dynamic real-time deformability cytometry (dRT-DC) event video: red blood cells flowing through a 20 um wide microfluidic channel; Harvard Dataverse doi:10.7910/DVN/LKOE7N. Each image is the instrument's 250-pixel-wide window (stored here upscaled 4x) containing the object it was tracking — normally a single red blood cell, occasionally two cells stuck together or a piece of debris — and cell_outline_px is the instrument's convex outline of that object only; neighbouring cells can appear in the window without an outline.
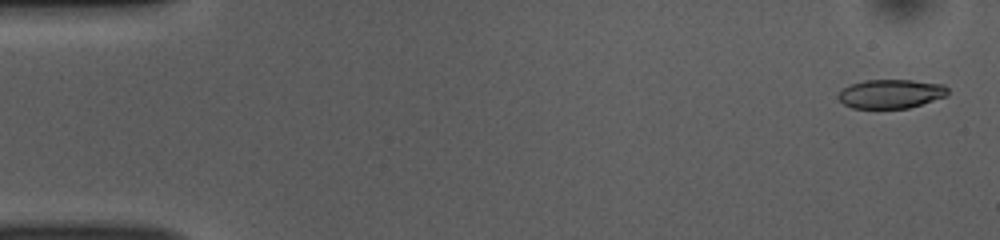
{"species": "common noctule bat (a hibernating species)", "species_latin": "Nyctalus noctula", "temperature_condition": "room temperature", "stored_images_in_passage": 52, "camera_frame_rate_fps": 3000, "um_per_image_px": 0.085, "animal": {"sex": "female", "body_mass_g": 10.0, "forearm_length_mm": 53.1}, "frame": {"image": 1, "passage_image": 2, "time_ms": 0.333, "image_size_px": [1000, 240], "cell_outline_px": [[948, 96], [908, 108], [852, 108], [844, 104], [836, 96], [844, 88], [852, 84], [864, 80], [912, 80], [944, 84], [948, 88]], "centroid_in_image_um": [75.75, 7.97], "position_along_channel_um": 9.2, "area_um2": 18.5}}
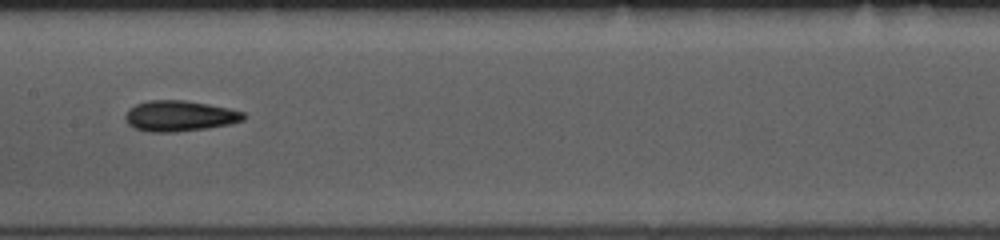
{"frame": {"image": 2, "passage_image": 26, "time_ms": 8.333, "image_size_px": [1000, 240], "cell_outline_px": [[248, 116], [244, 120], [228, 124], [208, 128], [176, 132], [148, 132], [132, 128], [124, 120], [124, 116], [128, 108], [136, 104], [148, 100], [184, 100], [208, 104], [228, 108], [244, 112]], "centroid_in_image_um": [15.23, 9.86], "position_along_channel_um": 192.2, "area_um2": 21.44}}
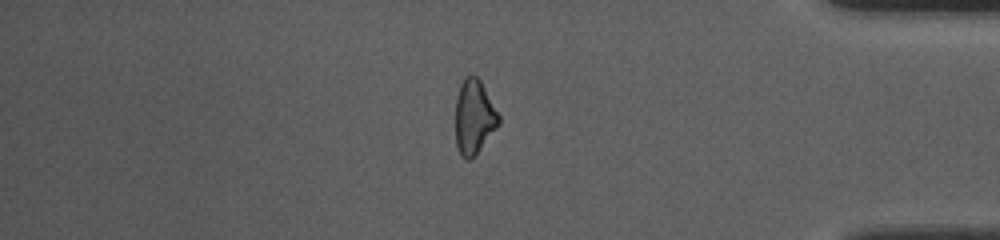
{"frame": {"image": 3, "passage_image": 44, "time_ms": 14.333, "image_size_px": [1000, 240], "cell_outline_px": [[500, 124], [476, 152], [468, 160], [460, 152], [456, 144], [456, 96], [460, 84], [464, 76], [476, 76], [480, 80], [500, 116]], "centroid_in_image_um": [40.29, 9.88], "position_along_channel_um": 394.9, "area_um2": 18.32}, "authors_computed_cell_mechanics": {"area_um2": 19.7965, "velocity_mm_per_s": 3.8762, "shape_relaxation_time_tau1_ms": 5.6738, "shape_relaxation_time_tau2_ms": 4.37, "deformation_change_tau1": 0.1445, "deformation_change_tau2": 0.1395}}